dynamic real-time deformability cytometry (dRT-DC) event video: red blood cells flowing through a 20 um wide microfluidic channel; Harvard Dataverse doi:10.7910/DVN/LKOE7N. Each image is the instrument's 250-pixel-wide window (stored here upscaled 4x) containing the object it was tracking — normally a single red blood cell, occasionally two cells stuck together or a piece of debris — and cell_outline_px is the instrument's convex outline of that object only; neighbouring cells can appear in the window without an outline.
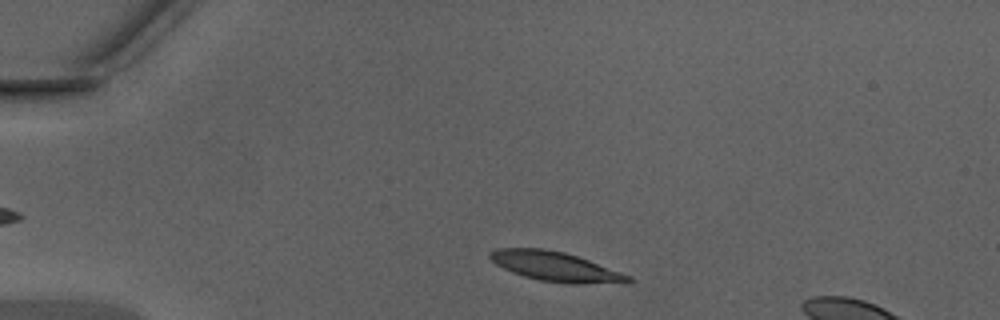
{"species": "Egyptian fruit bat (a non-hibernating species)", "species_latin": "Rousettus aegyptiacus", "temperature_condition": "warm", "stored_images_in_passage": 32, "camera_frame_rate_fps": 3000, "um_per_image_px": 0.085, "animal": {"sex": "male"}, "frame": {"image": 1, "passage_image": 3, "time_ms": 0.667, "image_size_px": [1000, 320], "cell_outline_px": [[632, 280], [628, 284], [568, 284], [540, 280], [524, 276], [512, 272], [496, 264], [488, 256], [488, 252], [496, 248], [544, 248], [564, 252], [588, 260], [632, 276]], "centroid_in_image_um": [47.26, 22.67], "position_along_channel_um": 37.7, "area_um2": 24.04}}
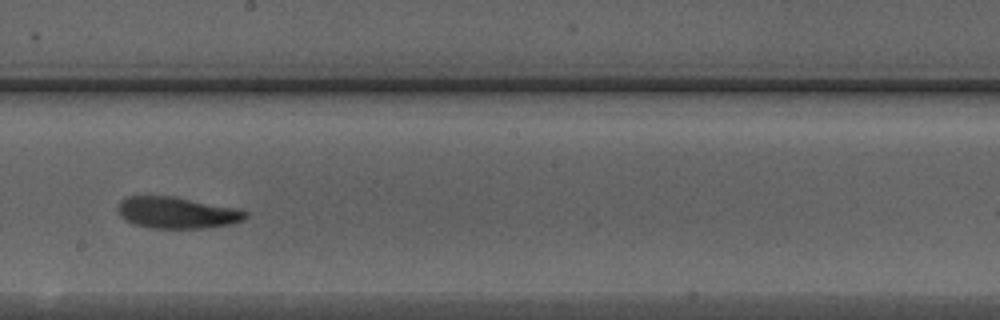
{"frame": {"image": 2, "passage_image": 20, "time_ms": 6.333, "image_size_px": [1000, 320], "cell_outline_px": [[248, 216], [244, 220], [232, 224], [204, 228], [152, 228], [132, 224], [124, 220], [120, 216], [116, 208], [120, 200], [128, 196], [172, 196], [240, 208], [248, 212]], "centroid_in_image_um": [15.05, 18.08], "position_along_channel_um": 233.2, "area_um2": 23.81}}
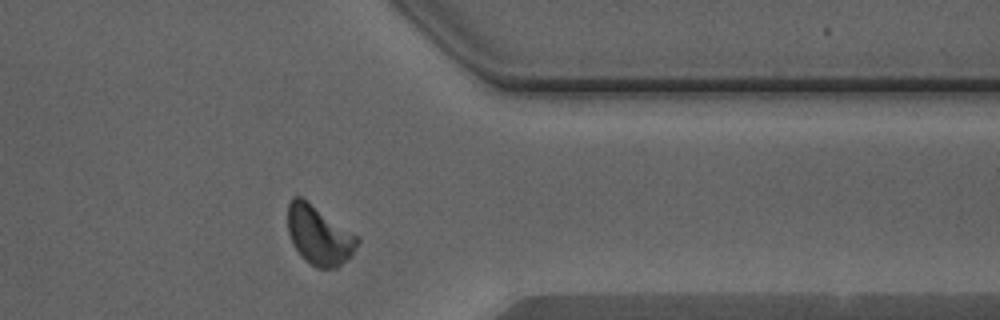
{"frame": {"image": 3, "passage_image": 31, "time_ms": 10.0, "image_size_px": [1000, 320], "cell_outline_px": [[360, 240], [352, 256], [336, 268], [316, 268], [296, 248], [288, 232], [288, 204], [292, 196], [300, 196], [308, 200], [360, 236]], "centroid_in_image_um": [27.17, 19.95], "position_along_channel_um": 384.2, "area_um2": 24.04}}